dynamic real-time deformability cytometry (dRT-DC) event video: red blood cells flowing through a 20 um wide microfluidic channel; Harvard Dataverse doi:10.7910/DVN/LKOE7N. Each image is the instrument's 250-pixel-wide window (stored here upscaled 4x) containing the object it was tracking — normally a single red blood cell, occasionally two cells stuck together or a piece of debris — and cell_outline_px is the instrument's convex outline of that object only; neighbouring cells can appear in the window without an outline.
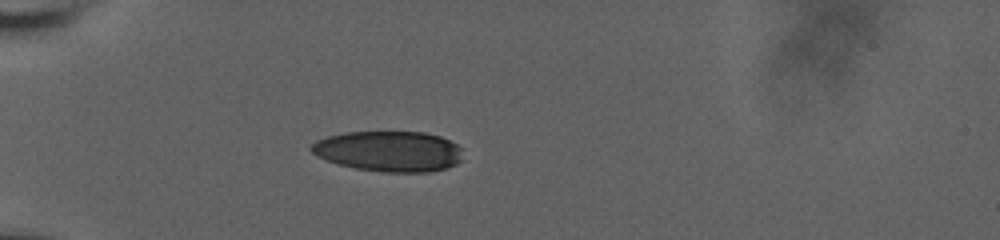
{"species": "human", "species_latin": "Homo sapiens", "temperature_condition": "room temperature", "stored_images_in_passage": 40, "camera_frame_rate_fps": 3000, "um_per_image_px": 0.085, "donor": {"sex": "male"}, "frame": {"image": 1, "passage_image": 1, "time_ms": 0.0, "image_size_px": [1000, 240], "cell_outline_px": [[460, 160], [456, 164], [448, 168], [428, 172], [384, 172], [356, 168], [340, 164], [316, 156], [308, 148], [316, 140], [328, 136], [344, 132], [424, 132], [440, 136], [456, 144], [460, 148]], "centroid_in_image_um": [33.04, 12.85], "position_along_channel_um": 52.0, "area_um2": 35.66}}
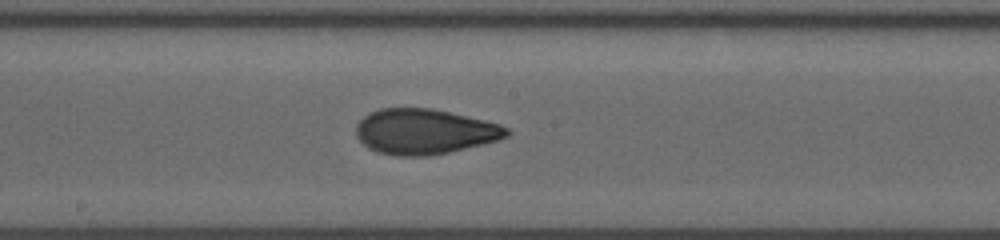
{"frame": {"image": 2, "passage_image": 16, "time_ms": 5.0, "image_size_px": [1000, 240], "cell_outline_px": [[512, 132], [508, 136], [496, 140], [448, 152], [428, 156], [396, 156], [376, 152], [368, 148], [356, 136], [356, 124], [364, 116], [380, 108], [432, 108], [484, 120], [500, 124], [508, 128]], "centroid_in_image_um": [36.06, 11.18], "position_along_channel_um": 212.1, "area_um2": 39.59}}
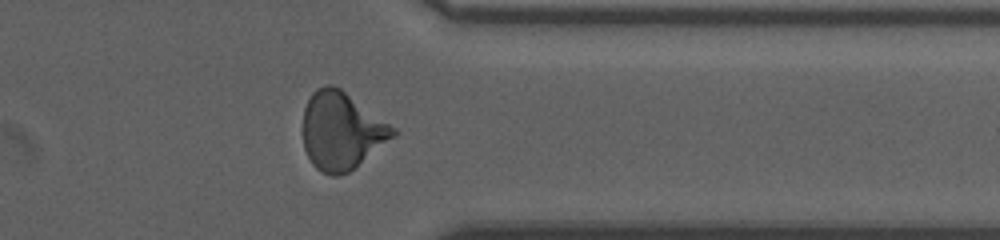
{"frame": {"image": 3, "passage_image": 30, "time_ms": 9.667, "image_size_px": [1000, 240], "cell_outline_px": [[400, 132], [396, 136], [348, 172], [336, 176], [332, 176], [320, 172], [312, 164], [304, 148], [304, 108], [312, 92], [316, 88], [324, 84], [332, 84], [340, 88], [396, 128]], "centroid_in_image_um": [29.04, 11.12], "position_along_channel_um": 382.4, "area_um2": 40.63}, "authors_computed_cell_mechanics": {"area_um2": 38.8994, "velocity_mm_per_s": 3.718, "shape_relaxation_time_tau1_ms": 9.6394, "shape_relaxation_time_tau2_ms": 1.4794, "deformation_change_tau1": 0.2686, "deformation_change_tau2": 0.0777}}